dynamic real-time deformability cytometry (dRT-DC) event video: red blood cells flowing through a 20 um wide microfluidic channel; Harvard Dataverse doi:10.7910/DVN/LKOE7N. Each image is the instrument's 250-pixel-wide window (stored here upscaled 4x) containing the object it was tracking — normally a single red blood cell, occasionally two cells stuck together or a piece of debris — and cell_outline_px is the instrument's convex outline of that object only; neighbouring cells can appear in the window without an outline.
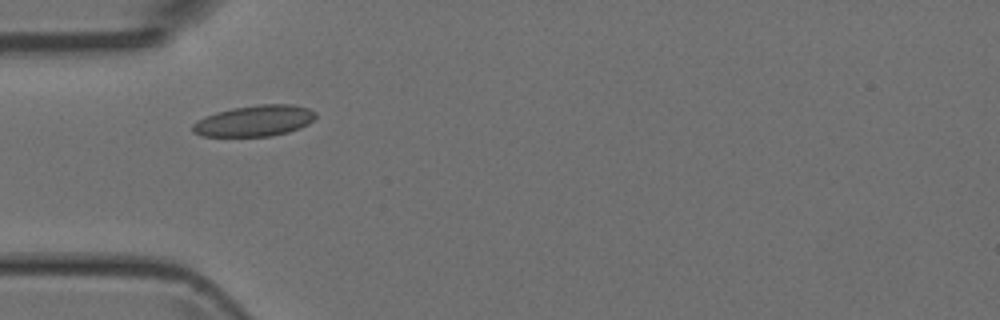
{"species": "Egyptian fruit bat (a non-hibernating species)", "species_latin": "Rousettus aegyptiacus", "temperature_condition": "room temperature", "stored_images_in_passage": 2, "camera_frame_rate_fps": 3000, "um_per_image_px": 0.085, "animal": {"sex": "female"}, "frame": {"image": 1, "passage_image": 1, "time_ms": 0.0, "image_size_px": [1000, 320], "cell_outline_px": [[316, 116], [308, 124], [300, 128], [288, 132], [272, 136], [200, 136], [192, 132], [192, 124], [196, 120], [216, 112], [232, 108], [260, 104], [292, 104], [308, 108], [316, 112]], "centroid_in_image_um": [21.62, 10.27], "position_along_channel_um": 63.4, "area_um2": 22.37}}